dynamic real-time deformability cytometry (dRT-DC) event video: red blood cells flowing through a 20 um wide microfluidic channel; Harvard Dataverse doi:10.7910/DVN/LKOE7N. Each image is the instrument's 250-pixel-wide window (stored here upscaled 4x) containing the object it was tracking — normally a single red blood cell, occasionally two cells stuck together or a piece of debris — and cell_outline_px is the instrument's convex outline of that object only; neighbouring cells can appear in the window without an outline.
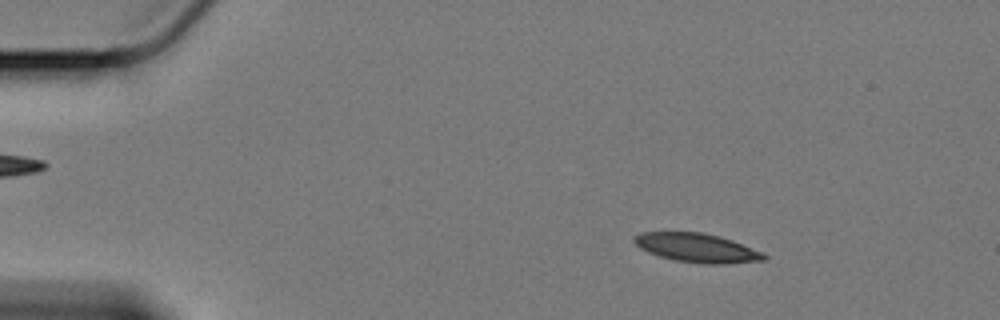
{"species": "Egyptian fruit bat (a non-hibernating species)", "species_latin": "Rousettus aegyptiacus", "temperature_condition": "cold", "stored_images_in_passage": 59, "camera_frame_rate_fps": 3000, "um_per_image_px": 0.085, "animal": {"sex": "female"}, "frame": {"image": 1, "passage_image": 9, "time_ms": 2.667, "image_size_px": [1000, 320], "cell_outline_px": [[768, 256], [764, 260], [724, 264], [704, 264], [676, 260], [660, 256], [648, 252], [640, 248], [632, 240], [640, 232], [704, 232], [720, 236], [732, 240], [764, 252]], "centroid_in_image_um": [59.27, 21.06], "position_along_channel_um": 25.7, "area_um2": 21.91}}
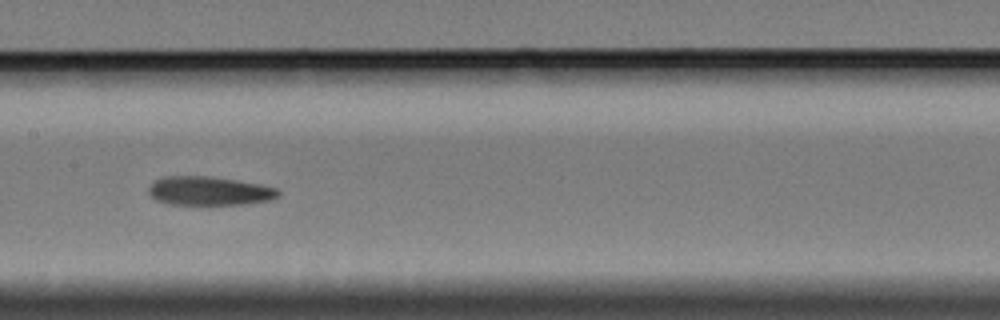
{"frame": {"image": 2, "passage_image": 30, "time_ms": 9.667, "image_size_px": [1000, 320], "cell_outline_px": [[280, 196], [276, 200], [248, 204], [208, 208], [168, 204], [156, 200], [148, 192], [148, 188], [156, 180], [164, 176], [208, 176], [236, 180], [260, 184], [276, 188], [280, 192]], "centroid_in_image_um": [17.83, 16.3], "position_along_channel_um": 189.6, "area_um2": 23.06}}
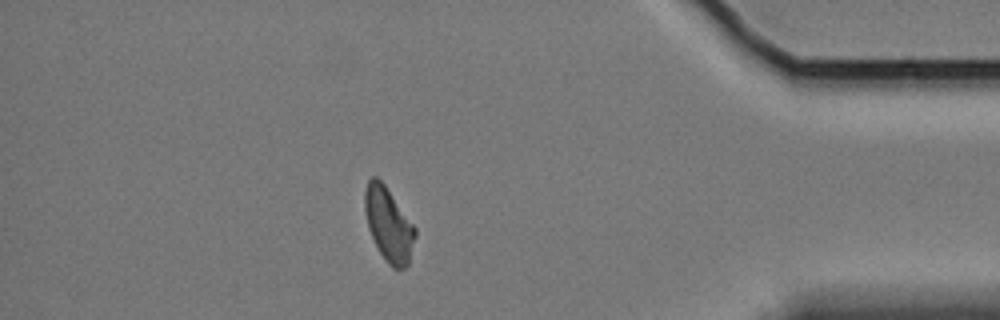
{"frame": {"image": 3, "passage_image": 52, "time_ms": 17.0, "image_size_px": [1000, 320], "cell_outline_px": [[416, 236], [408, 264], [404, 268], [392, 268], [384, 260], [368, 228], [364, 208], [364, 192], [368, 180], [372, 176], [376, 176], [384, 184], [416, 228]], "centroid_in_image_um": [33.02, 19.08], "position_along_channel_um": 402.2, "area_um2": 21.5}, "authors_computed_cell_mechanics": {"area_um2": 22.253, "velocity_mm_per_s": 3.3697, "shape_relaxation_time_tau1_ms": null, "shape_relaxation_time_tau2_ms": 5.0877, "deformation_change_tau1": null, "deformation_change_tau2": 0.1213}}